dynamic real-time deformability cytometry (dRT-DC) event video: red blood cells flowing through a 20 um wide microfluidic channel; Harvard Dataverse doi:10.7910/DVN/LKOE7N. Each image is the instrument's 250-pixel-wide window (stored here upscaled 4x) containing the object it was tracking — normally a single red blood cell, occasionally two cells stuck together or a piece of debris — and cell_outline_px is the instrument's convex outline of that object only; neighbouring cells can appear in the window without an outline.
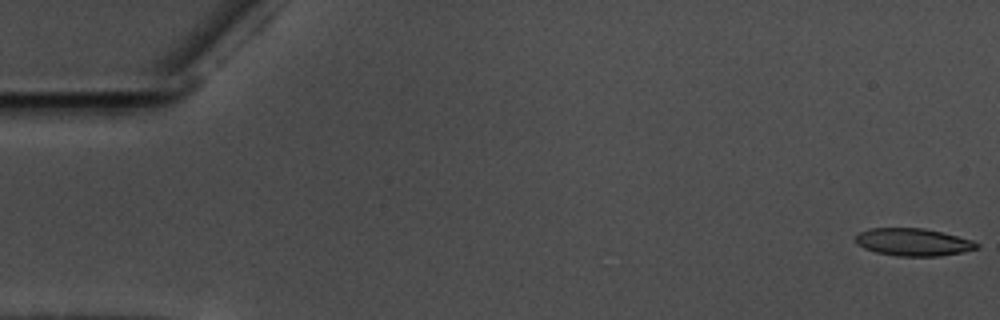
{"species": "common noctule bat (a hibernating species)", "species_latin": "Nyctalus noctula", "temperature_condition": "warm", "stored_images_in_passage": 57, "camera_frame_rate_fps": 3000, "um_per_image_px": 0.085, "animal": {"sex": "male", "body_mass_g": 17.5, "forearm_length_mm": 52.3}, "frame": {"image": 1, "passage_image": 1, "time_ms": 0.0, "image_size_px": [1000, 320], "cell_outline_px": [[980, 248], [940, 256], [896, 256], [876, 252], [864, 248], [856, 244], [856, 236], [860, 232], [868, 228], [924, 228], [972, 240], [980, 244]], "centroid_in_image_um": [77.61, 20.58], "position_along_channel_um": 7.4, "area_um2": 19.36}}
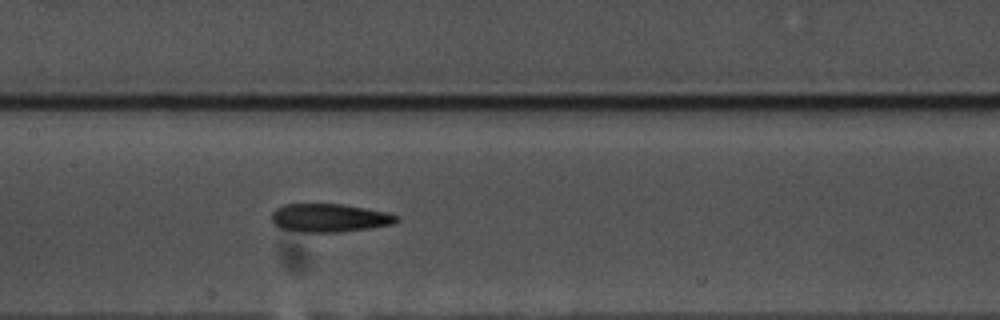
{"frame": {"image": 2, "passage_image": 28, "time_ms": 9.0, "image_size_px": [1000, 320], "cell_outline_px": [[400, 220], [392, 224], [372, 228], [340, 232], [300, 232], [280, 228], [272, 220], [272, 212], [276, 208], [284, 204], [344, 204], [388, 212], [396, 216]], "centroid_in_image_um": [28.01, 18.52], "position_along_channel_um": 179.4, "area_um2": 20.69}}
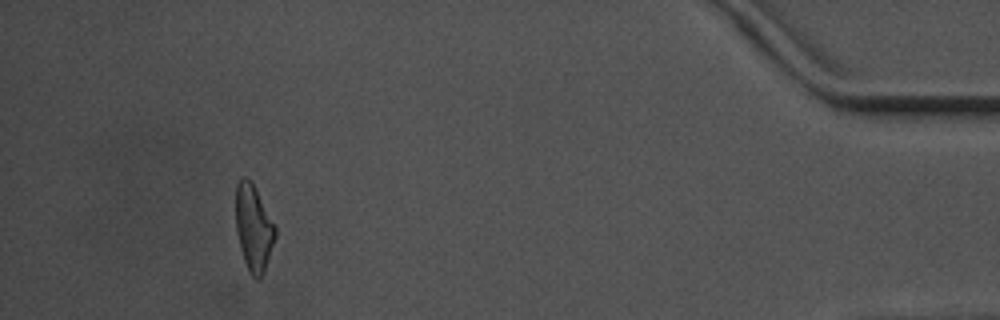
{"frame": {"image": 3, "passage_image": 53, "time_ms": 17.333, "image_size_px": [1000, 320], "cell_outline_px": [[276, 236], [264, 272], [260, 280], [256, 280], [248, 272], [240, 248], [236, 228], [236, 184], [244, 176], [252, 180], [276, 228]], "centroid_in_image_um": [21.55, 19.38], "position_along_channel_um": 413.6, "area_um2": 19.88}, "authors_computed_cell_mechanics": {"area_um2": 20.2878, "velocity_mm_per_s": 3.5925, "shape_relaxation_time_tau1_ms": 5.4143, "shape_relaxation_time_tau2_ms": 7.8744, "deformation_change_tau1": 0.1636, "deformation_change_tau2": 0.2125}}